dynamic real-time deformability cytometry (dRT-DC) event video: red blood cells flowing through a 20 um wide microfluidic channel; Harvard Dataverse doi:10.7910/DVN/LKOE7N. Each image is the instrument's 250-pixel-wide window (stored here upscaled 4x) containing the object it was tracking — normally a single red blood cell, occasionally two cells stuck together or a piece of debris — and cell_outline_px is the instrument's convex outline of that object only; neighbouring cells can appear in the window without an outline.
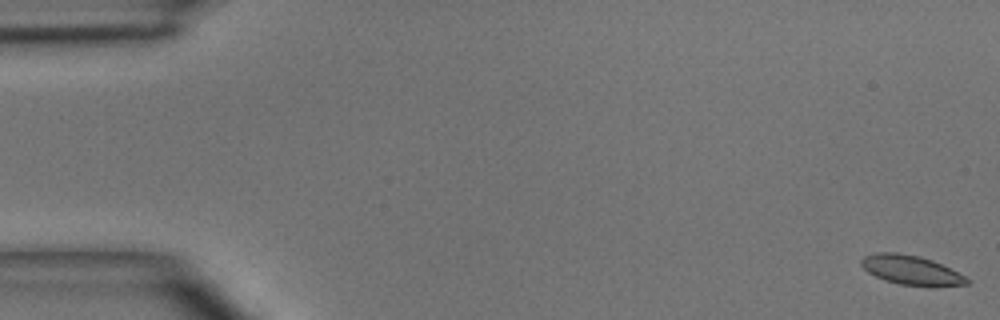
{"species": "common noctule bat (a hibernating species)", "species_latin": "Nyctalus noctula", "temperature_condition": "room temperature", "stored_images_in_passage": 7, "camera_frame_rate_fps": 3000, "um_per_image_px": 0.085, "animal": {"sex": "male", "body_mass_g": 15.6}, "frame": {"image": 1, "passage_image": 1, "time_ms": 0.0, "image_size_px": [1000, 320], "cell_outline_px": [[972, 280], [968, 284], [936, 288], [900, 284], [884, 280], [868, 272], [860, 264], [860, 260], [864, 256], [876, 252], [896, 252], [920, 256], [932, 260]], "centroid_in_image_um": [77.47, 22.98], "position_along_channel_um": 7.5, "area_um2": 18.32}}
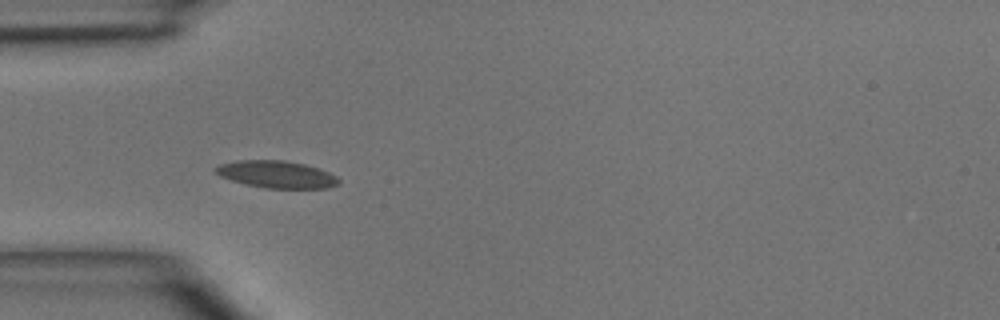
{"frame": {"image": 2, "passage_image": 5, "time_ms": 4.667, "image_size_px": [1000, 320], "cell_outline_px": [[340, 184], [328, 188], [264, 188], [244, 184], [220, 176], [212, 168], [220, 164], [236, 160], [284, 160], [304, 164], [328, 172], [336, 176], [340, 180]], "centroid_in_image_um": [23.49, 14.82], "position_along_channel_um": 61.5, "area_um2": 19.54}}
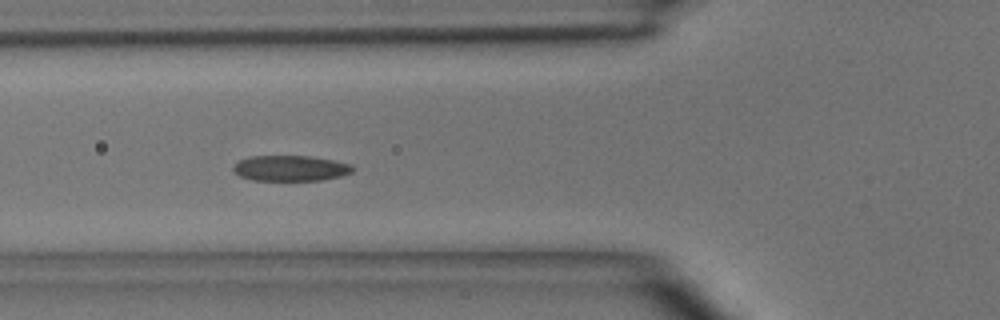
{"frame": {"image": 3, "passage_image": 6, "time_ms": 5.667, "image_size_px": [1000, 320], "cell_outline_px": [[356, 168], [352, 172], [340, 176], [320, 180], [252, 180], [240, 176], [232, 172], [232, 168], [240, 160], [252, 156], [308, 156], [332, 160], [352, 164]], "centroid_in_image_um": [24.69, 14.3], "position_along_channel_um": 101.1, "area_um2": 17.74}}